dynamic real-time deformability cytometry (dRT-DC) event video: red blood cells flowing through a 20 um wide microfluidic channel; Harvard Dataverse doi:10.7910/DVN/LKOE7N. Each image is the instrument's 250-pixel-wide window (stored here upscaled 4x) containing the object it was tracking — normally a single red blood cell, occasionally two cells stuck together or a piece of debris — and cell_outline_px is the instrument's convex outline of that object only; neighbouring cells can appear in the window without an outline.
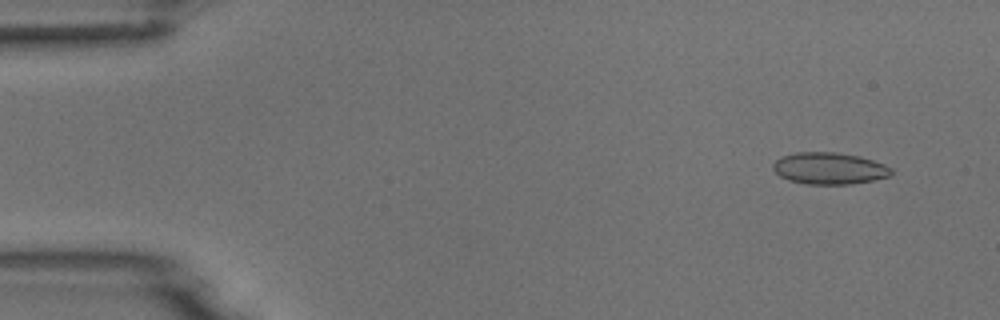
{"species": "common noctule bat (a hibernating species)", "species_latin": "Nyctalus noctula", "temperature_condition": "room temperature", "stored_images_in_passage": 4, "camera_frame_rate_fps": 3000, "um_per_image_px": 0.085, "animal": {"sex": "male", "body_mass_g": 18.8}, "frame": {"image": 1, "passage_image": 1, "time_ms": 0.0, "image_size_px": [1000, 320], "cell_outline_px": [[892, 172], [888, 176], [872, 180], [852, 184], [804, 184], [788, 180], [780, 176], [772, 168], [772, 164], [780, 156], [796, 152], [840, 152], [860, 156], [884, 164], [892, 168]], "centroid_in_image_um": [70.46, 14.3], "position_along_channel_um": 14.5, "area_um2": 22.02}}
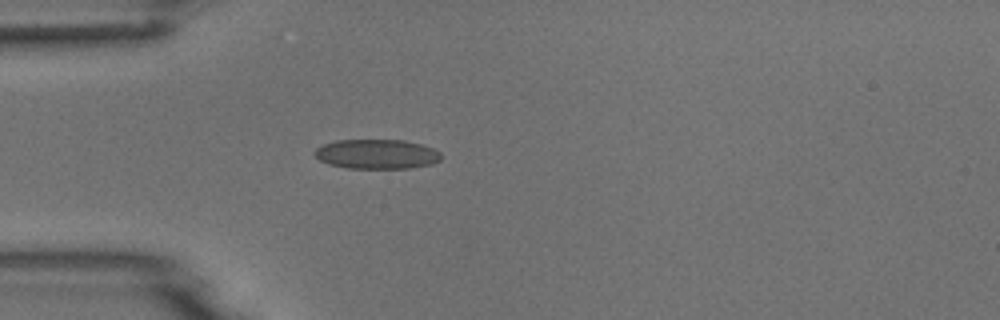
{"frame": {"image": 2, "passage_image": 4, "time_ms": 1.0, "image_size_px": [1000, 320], "cell_outline_px": [[444, 156], [440, 160], [432, 164], [412, 168], [348, 168], [328, 164], [320, 160], [312, 152], [316, 148], [324, 144], [336, 140], [404, 140], [420, 144], [432, 148], [440, 152]], "centroid_in_image_um": [32.04, 13.1], "position_along_channel_um": 53.0, "area_um2": 21.91}}